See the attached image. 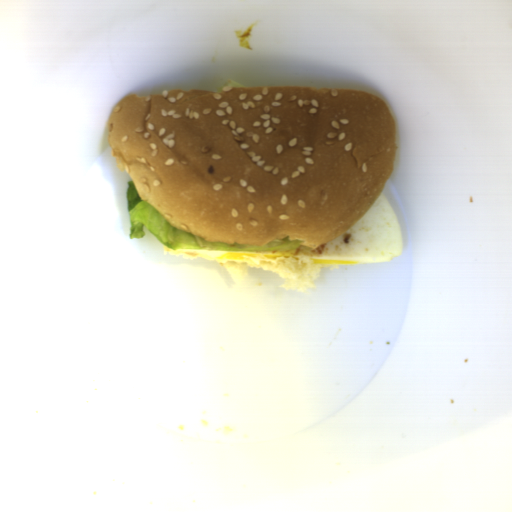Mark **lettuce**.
<instances>
[{"label": "lettuce", "mask_w": 512, "mask_h": 512, "mask_svg": "<svg viewBox=\"0 0 512 512\" xmlns=\"http://www.w3.org/2000/svg\"><path fill=\"white\" fill-rule=\"evenodd\" d=\"M130 235L129 239L145 237L146 228L155 238L174 250H199L213 252H285L295 255H312V248L302 240H290L289 236L274 239L266 244H237L206 241L199 236L172 225L146 199H141L133 180L125 190Z\"/></svg>", "instance_id": "lettuce-1"}]
</instances>
